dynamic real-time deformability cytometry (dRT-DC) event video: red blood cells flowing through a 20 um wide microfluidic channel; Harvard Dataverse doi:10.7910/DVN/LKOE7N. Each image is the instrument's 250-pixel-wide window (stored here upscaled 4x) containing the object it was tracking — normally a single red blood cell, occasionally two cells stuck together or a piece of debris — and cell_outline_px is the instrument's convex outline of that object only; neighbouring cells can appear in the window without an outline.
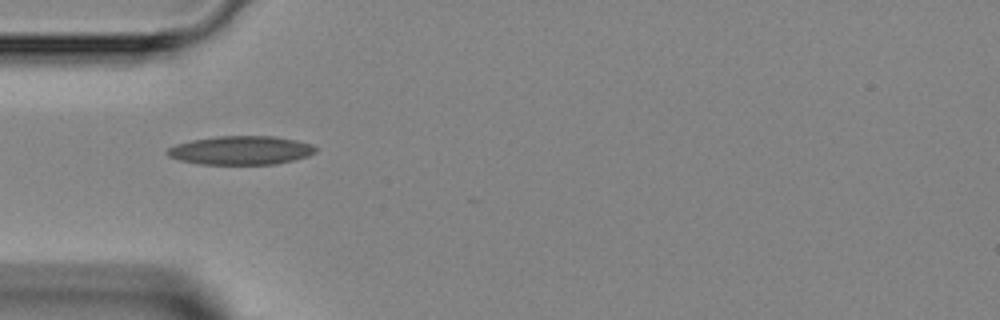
{"species": "Egyptian fruit bat (a non-hibernating species)", "species_latin": "Rousettus aegyptiacus", "temperature_condition": "room temperature", "stored_images_in_passage": 1, "camera_frame_rate_fps": 3000, "um_per_image_px": 0.085, "animal": {"sex": "female"}, "frame": {"image": 1, "passage_image": 1, "time_ms": 0.0, "image_size_px": [1000, 320], "cell_outline_px": [[316, 152], [308, 156], [276, 164], [200, 164], [180, 160], [168, 156], [164, 152], [168, 148], [176, 144], [192, 140], [216, 136], [276, 136], [296, 140], [312, 144], [316, 148]], "centroid_in_image_um": [20.46, 12.77], "position_along_channel_um": 64.5, "area_um2": 24.85}}